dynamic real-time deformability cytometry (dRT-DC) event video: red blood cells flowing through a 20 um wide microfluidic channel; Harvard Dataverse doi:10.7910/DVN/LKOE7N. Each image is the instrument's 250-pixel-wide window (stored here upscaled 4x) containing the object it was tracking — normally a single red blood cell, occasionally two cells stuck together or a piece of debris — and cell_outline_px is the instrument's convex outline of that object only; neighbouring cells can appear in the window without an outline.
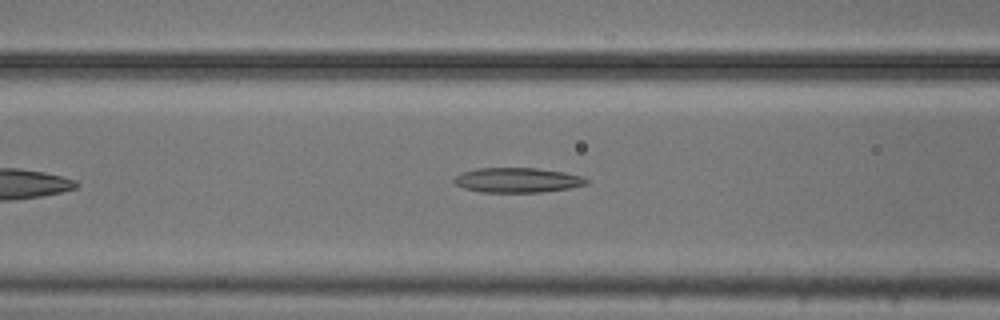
{"species": "common noctule bat (a hibernating species)", "species_latin": "Nyctalus noctula", "temperature_condition": "cold", "stored_images_in_passage": 38, "camera_frame_rate_fps": 3000, "um_per_image_px": 0.085, "animal": {"sex": "male", "body_mass_g": 20.5, "forearm_length_mm": 52.5}, "frame": {"image": 1, "passage_image": 8, "time_ms": 2.333, "image_size_px": [1000, 320], "cell_outline_px": [[588, 184], [568, 188], [540, 192], [480, 192], [464, 188], [456, 184], [452, 180], [460, 172], [476, 168], [536, 168], [564, 172], [580, 176], [588, 180]], "centroid_in_image_um": [43.93, 15.3], "position_along_channel_um": 122.7, "area_um2": 19.07}}
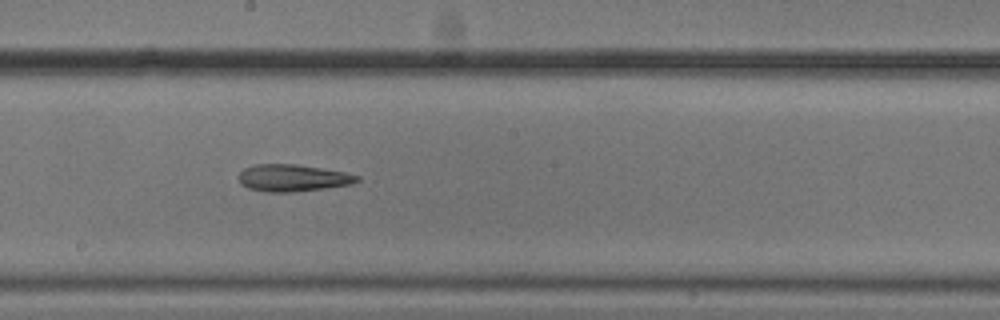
{"frame": {"image": 2, "passage_image": 16, "time_ms": 5.0, "image_size_px": [1000, 320], "cell_outline_px": [[360, 180], [352, 184], [324, 188], [292, 192], [268, 192], [248, 188], [240, 184], [236, 176], [244, 168], [256, 164], [296, 164], [344, 172], [360, 176]], "centroid_in_image_um": [24.84, 15.12], "position_along_channel_um": 223.4, "area_um2": 18.67}}
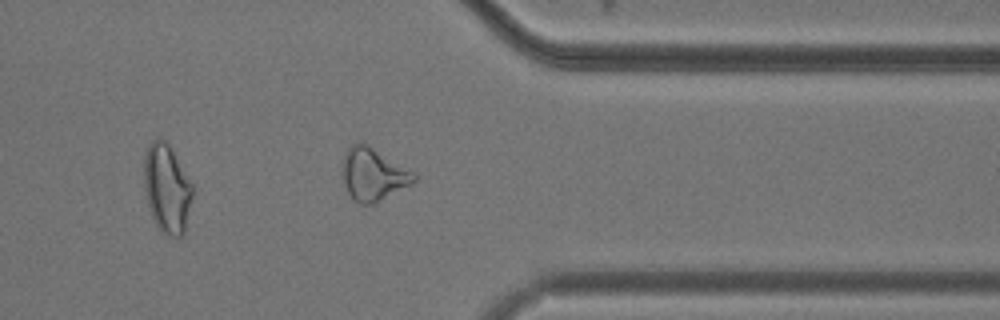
{"frame": {"image": 3, "passage_image": 29, "time_ms": 9.333, "image_size_px": [1000, 320], "cell_outline_px": [[416, 180], [412, 184], [372, 204], [360, 204], [352, 200], [344, 184], [344, 156], [348, 148], [352, 144], [368, 144], [416, 172]], "centroid_in_image_um": [31.76, 14.83], "position_along_channel_um": 379.6, "area_um2": 21.73}}